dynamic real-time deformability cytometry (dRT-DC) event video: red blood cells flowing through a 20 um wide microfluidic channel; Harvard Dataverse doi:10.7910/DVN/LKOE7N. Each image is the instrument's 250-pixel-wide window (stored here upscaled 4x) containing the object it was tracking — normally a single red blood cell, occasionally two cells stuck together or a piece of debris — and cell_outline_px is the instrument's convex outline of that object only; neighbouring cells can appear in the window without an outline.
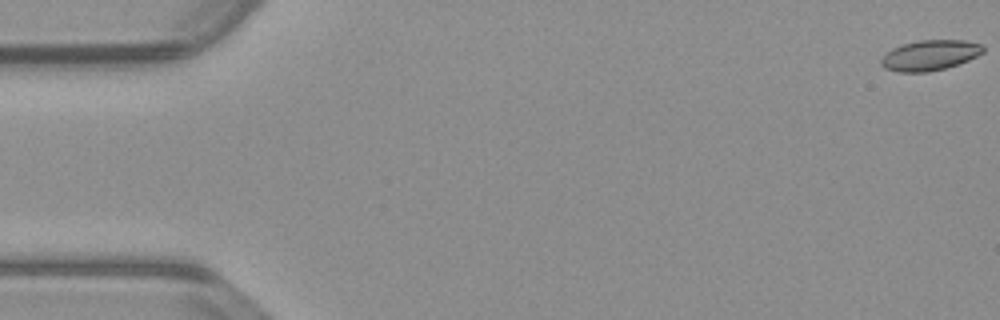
{"species": "common noctule bat (a hibernating species)", "species_latin": "Nyctalus noctula", "temperature_condition": "warm", "stored_images_in_passage": 55, "camera_frame_rate_fps": 3000, "um_per_image_px": 0.085, "animal": {"sex": "male", "body_mass_g": 23.1, "forearm_length_mm": 52.7}, "frame": {"image": 1, "passage_image": 1, "time_ms": 0.0, "image_size_px": [1000, 320], "cell_outline_px": [[984, 52], [968, 60], [944, 68], [928, 72], [900, 72], [884, 68], [880, 64], [880, 60], [884, 52], [892, 48], [904, 44], [920, 40], [964, 40], [984, 44]], "centroid_in_image_um": [79.02, 4.69], "position_along_channel_um": 6.0, "area_um2": 18.09}}
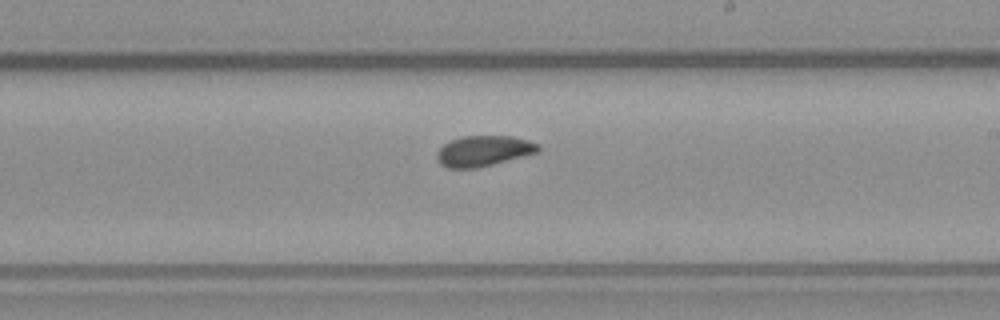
{"frame": {"image": 2, "passage_image": 32, "time_ms": 10.333, "image_size_px": [1000, 320], "cell_outline_px": [[540, 152], [476, 168], [448, 168], [440, 164], [436, 160], [436, 152], [444, 144], [452, 140], [464, 136], [512, 136], [528, 140], [540, 144]], "centroid_in_image_um": [41.11, 12.83], "position_along_channel_um": 247.9, "area_um2": 18.09}}
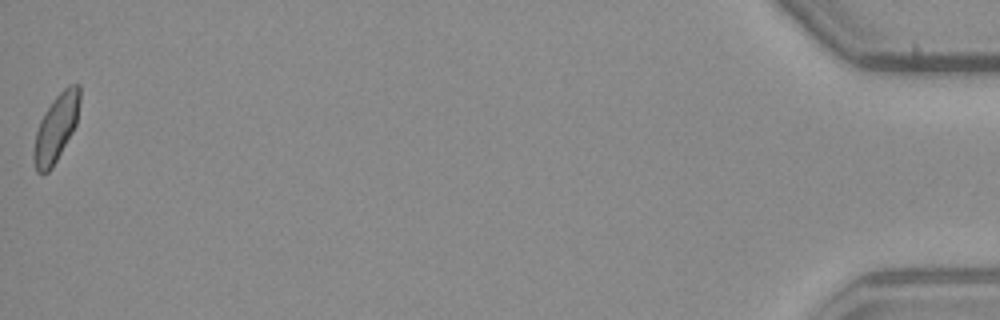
{"frame": {"image": 3, "passage_image": 55, "time_ms": 18.0, "image_size_px": [1000, 320], "cell_outline_px": [[80, 100], [76, 124], [72, 132], [52, 168], [48, 172], [36, 172], [32, 156], [32, 152], [36, 132], [40, 120], [44, 112], [52, 100], [68, 84], [80, 84]], "centroid_in_image_um": [4.75, 10.86], "position_along_channel_um": 430.4, "area_um2": 18.03}, "authors_computed_cell_mechanics": {"area_um2": 18.0914, "velocity_mm_per_s": 3.7902, "shape_relaxation_time_tau1_ms": 9.2738, "shape_relaxation_time_tau2_ms": 3.2494, "deformation_change_tau1": 0.1399, "deformation_change_tau2": 0.0376}}